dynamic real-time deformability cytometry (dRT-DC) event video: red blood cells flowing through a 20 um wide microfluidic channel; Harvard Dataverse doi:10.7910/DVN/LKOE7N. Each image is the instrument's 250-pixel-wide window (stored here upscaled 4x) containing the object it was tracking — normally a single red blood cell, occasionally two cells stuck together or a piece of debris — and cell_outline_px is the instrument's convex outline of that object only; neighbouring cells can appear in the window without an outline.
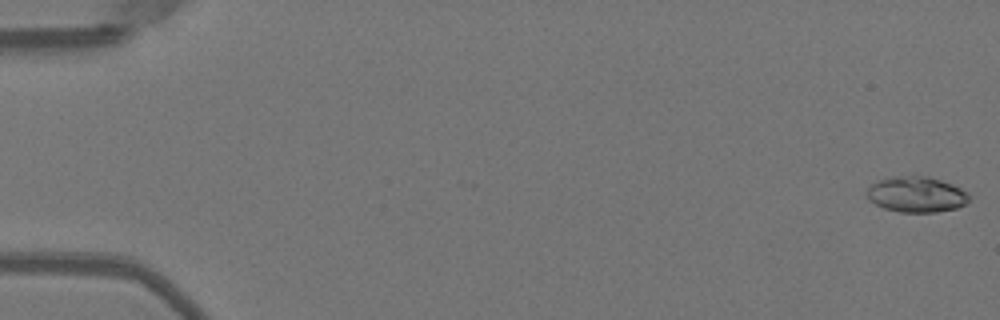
{"species": "Egyptian fruit bat (a non-hibernating species)", "species_latin": "Rousettus aegyptiacus", "temperature_condition": "warm", "stored_images_in_passage": 8, "camera_frame_rate_fps": 3000, "um_per_image_px": 0.085, "animal": {"sex": "female"}, "frame": {"image": 1, "passage_image": 1, "time_ms": 0.0, "image_size_px": [1000, 320], "cell_outline_px": [[968, 200], [964, 204], [956, 208], [936, 212], [900, 212], [884, 208], [868, 200], [864, 192], [872, 184], [880, 180], [892, 176], [928, 176], [952, 184], [968, 192]], "centroid_in_image_um": [77.86, 16.52], "position_along_channel_um": 7.1, "area_um2": 21.21}}